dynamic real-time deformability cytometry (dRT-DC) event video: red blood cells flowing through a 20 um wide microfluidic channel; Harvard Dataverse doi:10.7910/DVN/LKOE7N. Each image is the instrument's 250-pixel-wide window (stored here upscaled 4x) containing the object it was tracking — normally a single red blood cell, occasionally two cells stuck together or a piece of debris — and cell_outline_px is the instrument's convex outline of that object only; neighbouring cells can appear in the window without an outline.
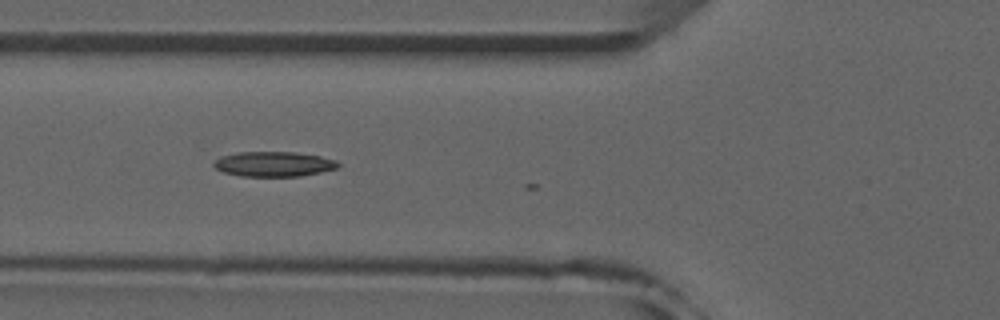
{"species": "common noctule bat (a hibernating species)", "species_latin": "Nyctalus noctula", "temperature_condition": "room temperature", "stored_images_in_passage": 6, "camera_frame_rate_fps": 3000, "um_per_image_px": 0.085, "animal": {"sex": "male", "forearm_length_mm": 52.5}, "frame": {"image": 1, "passage_image": 5, "time_ms": 1.333, "image_size_px": [1000, 320], "cell_outline_px": [[340, 164], [336, 168], [320, 172], [300, 176], [240, 176], [224, 172], [216, 168], [212, 164], [220, 156], [236, 152], [296, 152], [320, 156], [336, 160]], "centroid_in_image_um": [23.25, 13.94], "position_along_channel_um": 102.5, "area_um2": 18.03}}